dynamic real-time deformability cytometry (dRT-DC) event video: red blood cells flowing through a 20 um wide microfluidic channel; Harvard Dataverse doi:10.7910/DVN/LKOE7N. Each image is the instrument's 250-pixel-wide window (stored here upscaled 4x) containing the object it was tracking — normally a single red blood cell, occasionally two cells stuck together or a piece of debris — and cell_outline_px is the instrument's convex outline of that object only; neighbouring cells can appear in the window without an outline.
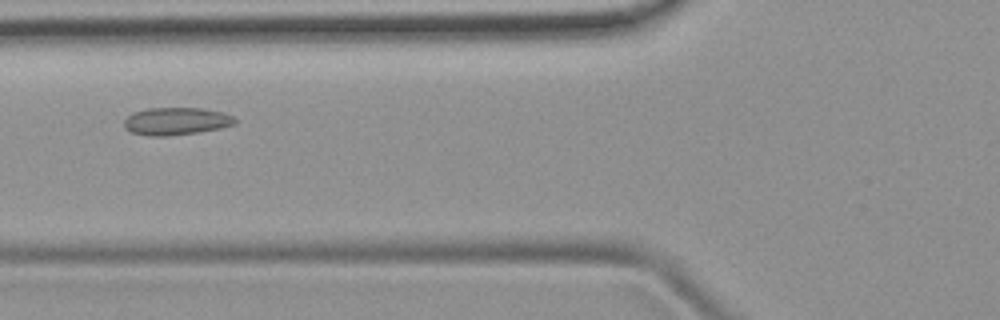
{"species": "common noctule bat (a hibernating species)", "species_latin": "Nyctalus noctula", "temperature_condition": "room temperature", "stored_images_in_passage": 34, "camera_frame_rate_fps": 3000, "um_per_image_px": 0.085, "animal": {"sex": "female", "body_mass_g": 19.9}, "frame": {"image": 1, "passage_image": 6, "time_ms": 1.667, "image_size_px": [1000, 320], "cell_outline_px": [[236, 124], [220, 128], [196, 132], [168, 136], [148, 136], [132, 132], [124, 128], [124, 120], [132, 112], [148, 108], [204, 108], [224, 112], [232, 116], [236, 120]], "centroid_in_image_um": [14.97, 10.29], "position_along_channel_um": 110.8, "area_um2": 17.86}}
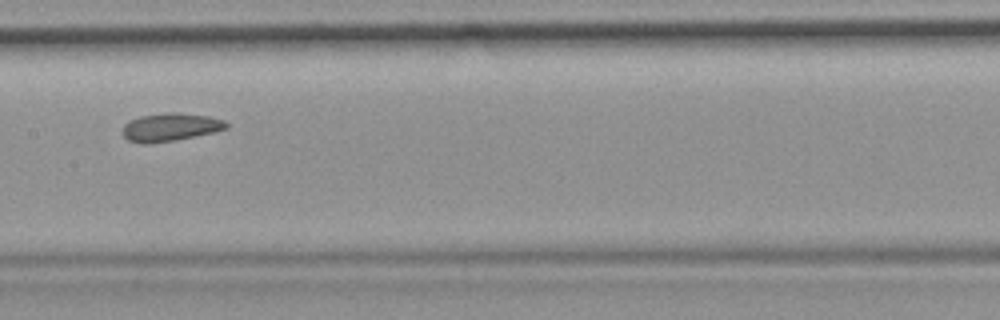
{"frame": {"image": 2, "passage_image": 12, "time_ms": 3.667, "image_size_px": [1000, 320], "cell_outline_px": [[228, 128], [212, 132], [176, 140], [148, 144], [140, 144], [128, 140], [120, 132], [124, 124], [128, 120], [140, 116], [168, 112], [176, 112], [208, 116], [224, 120], [228, 124]], "centroid_in_image_um": [14.41, 10.81], "position_along_channel_um": 193.0, "area_um2": 17.11}}
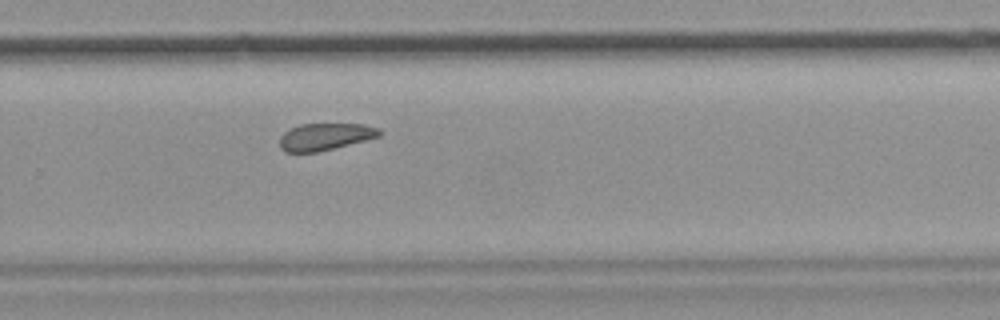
{"frame": {"image": 3, "passage_image": 20, "time_ms": 6.333, "image_size_px": [1000, 320], "cell_outline_px": [[384, 132], [380, 136], [316, 152], [284, 152], [280, 148], [280, 136], [284, 132], [300, 124], [364, 124], [380, 128]], "centroid_in_image_um": [27.64, 11.61], "position_along_channel_um": 302.2, "area_um2": 15.61}}